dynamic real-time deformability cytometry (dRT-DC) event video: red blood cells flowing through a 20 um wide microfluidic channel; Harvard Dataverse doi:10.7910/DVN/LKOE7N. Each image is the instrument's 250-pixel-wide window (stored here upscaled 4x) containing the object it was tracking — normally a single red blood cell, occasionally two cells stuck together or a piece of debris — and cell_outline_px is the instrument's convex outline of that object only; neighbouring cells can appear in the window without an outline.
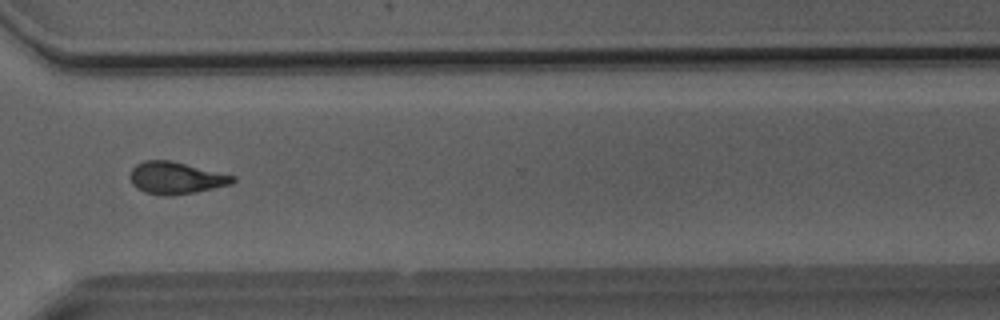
{"species": "Egyptian fruit bat (a non-hibernating species)", "species_latin": "Rousettus aegyptiacus", "temperature_condition": "room temperature", "stored_images_in_passage": 38, "camera_frame_rate_fps": 3000, "um_per_image_px": 0.085, "animal": {"sex": "male"}, "frame": {"image": 1, "passage_image": 25, "time_ms": 8.0, "image_size_px": [1000, 320], "cell_outline_px": [[236, 180], [232, 184], [196, 192], [172, 196], [164, 196], [144, 192], [136, 188], [132, 184], [128, 176], [132, 168], [136, 164], [144, 160], [168, 160], [236, 176]], "centroid_in_image_um": [14.92, 15.14], "position_along_channel_um": 355.7, "area_um2": 19.31}}
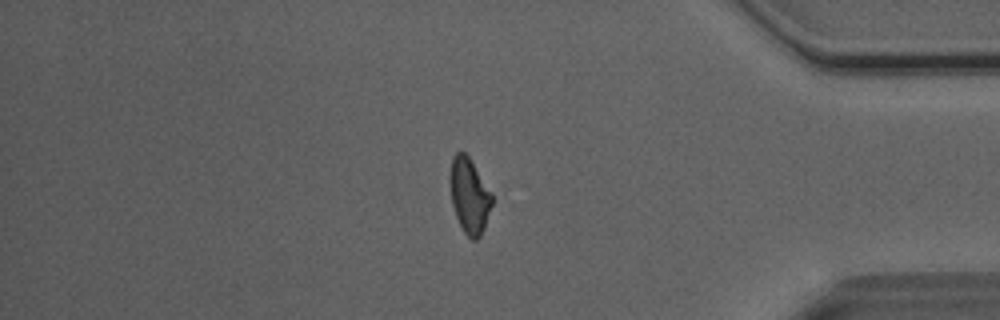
{"frame": {"image": 2, "passage_image": 30, "time_ms": 9.667, "image_size_px": [1000, 320], "cell_outline_px": [[492, 204], [484, 228], [480, 236], [476, 240], [472, 240], [464, 232], [456, 216], [452, 204], [448, 180], [448, 176], [452, 156], [456, 152], [464, 152], [468, 156], [492, 192]], "centroid_in_image_um": [39.87, 16.6], "position_along_channel_um": 395.3, "area_um2": 18.55}}
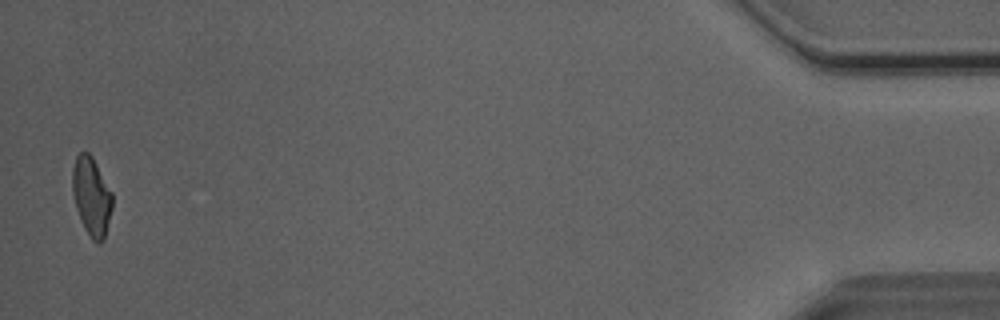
{"frame": {"image": 3, "passage_image": 37, "time_ms": 12.0, "image_size_px": [1000, 320], "cell_outline_px": [[112, 208], [104, 240], [100, 244], [96, 244], [92, 240], [84, 228], [80, 220], [76, 208], [72, 192], [72, 168], [76, 156], [80, 152], [88, 152], [92, 156], [112, 192]], "centroid_in_image_um": [7.77, 16.71], "position_along_channel_um": 427.4, "area_um2": 18.44}, "authors_computed_cell_mechanics": {"area_um2": 19.0162, "velocity_mm_per_s": 4.0732, "shape_relaxation_time_tau1_ms": 8.8827, "shape_relaxation_time_tau2_ms": 2.2506, "deformation_change_tau1": 0.2185, "deformation_change_tau2": 0.1012}}